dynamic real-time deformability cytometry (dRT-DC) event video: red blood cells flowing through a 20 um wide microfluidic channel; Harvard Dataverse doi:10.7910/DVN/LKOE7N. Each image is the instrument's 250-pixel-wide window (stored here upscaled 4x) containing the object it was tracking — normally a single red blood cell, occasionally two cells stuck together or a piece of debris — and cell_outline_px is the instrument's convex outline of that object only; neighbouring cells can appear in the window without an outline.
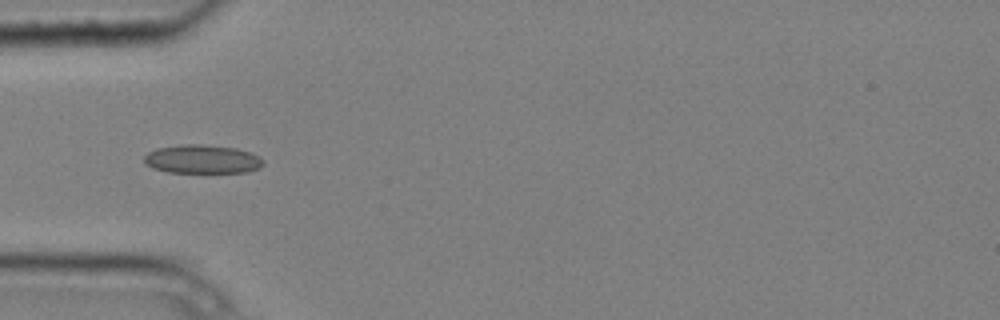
{"species": "common noctule bat (a hibernating species)", "species_latin": "Nyctalus noctula", "temperature_condition": "cold", "stored_images_in_passage": 4, "camera_frame_rate_fps": 3000, "um_per_image_px": 0.085, "animal": {"sex": "male", "body_mass_g": 20.4}, "frame": {"image": 1, "passage_image": 4, "time_ms": 1.0, "image_size_px": [1000, 320], "cell_outline_px": [[264, 164], [260, 168], [248, 172], [168, 172], [152, 168], [144, 164], [144, 156], [148, 152], [156, 148], [184, 144], [200, 144], [236, 148], [252, 152], [260, 156], [264, 160]], "centroid_in_image_um": [17.21, 13.53], "position_along_channel_um": 67.8, "area_um2": 20.11}}